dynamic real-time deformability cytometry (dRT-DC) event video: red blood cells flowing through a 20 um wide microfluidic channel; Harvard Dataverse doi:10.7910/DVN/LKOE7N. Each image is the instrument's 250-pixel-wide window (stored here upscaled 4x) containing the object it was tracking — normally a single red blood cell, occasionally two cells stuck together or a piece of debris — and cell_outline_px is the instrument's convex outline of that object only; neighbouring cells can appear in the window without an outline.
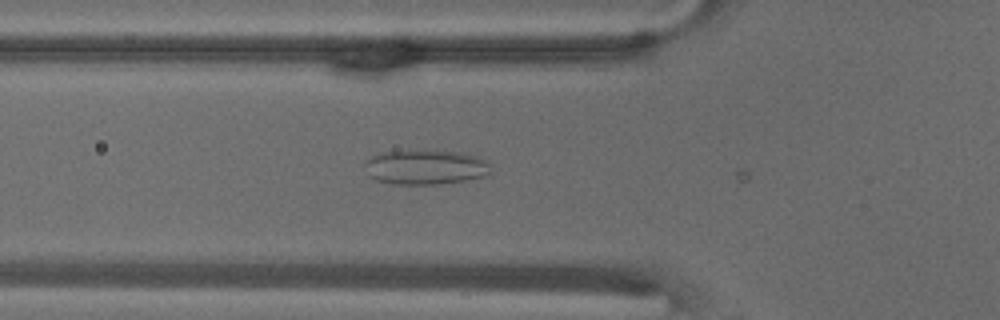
{"species": "common noctule bat (a hibernating species)", "species_latin": "Nyctalus noctula", "temperature_condition": "warm", "stored_images_in_passage": 8, "camera_frame_rate_fps": 3000, "um_per_image_px": 0.085, "animal": {"sex": "male", "body_mass_g": 18.8}, "frame": {"image": 1, "passage_image": 7, "time_ms": 2.0, "image_size_px": [1000, 320], "cell_outline_px": [[492, 172], [484, 176], [464, 180], [440, 184], [392, 184], [376, 180], [368, 176], [364, 164], [372, 156], [384, 152], [428, 148], [436, 148], [460, 152], [476, 156], [492, 164]], "centroid_in_image_um": [36.19, 14.17], "position_along_channel_um": 89.6, "area_um2": 26.24}}